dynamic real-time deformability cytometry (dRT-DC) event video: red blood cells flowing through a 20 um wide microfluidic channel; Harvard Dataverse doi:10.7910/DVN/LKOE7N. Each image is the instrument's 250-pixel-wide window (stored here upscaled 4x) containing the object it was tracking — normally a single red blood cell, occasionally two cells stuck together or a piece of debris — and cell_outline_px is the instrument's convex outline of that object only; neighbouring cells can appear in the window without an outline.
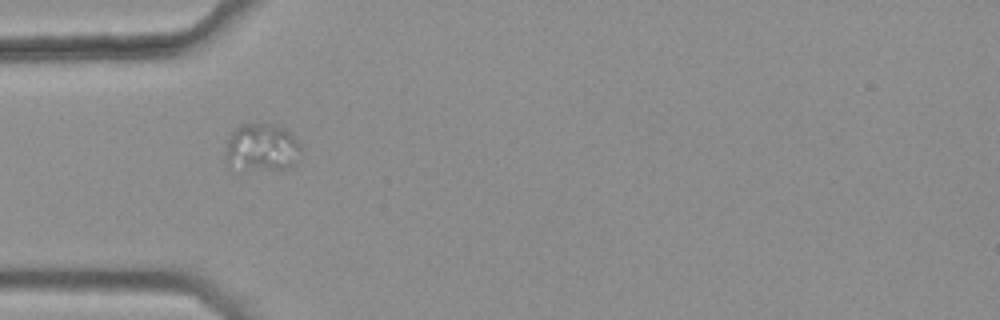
{"species": "common noctule bat (a hibernating species)", "species_latin": "Nyctalus noctula", "temperature_condition": "warm", "stored_images_in_passage": 38, "camera_frame_rate_fps": 3000, "um_per_image_px": 0.085, "animal": {"sex": "female", "body_mass_g": 25.1}, "frame": {"image": 1, "passage_image": 6, "time_ms": 1.667, "image_size_px": [1000, 320], "cell_outline_px": [[300, 152], [292, 164], [284, 168], [232, 172], [224, 156], [228, 140], [232, 132], [240, 124], [268, 124], [280, 128], [288, 132], [296, 140], [300, 148]], "centroid_in_image_um": [22.13, 12.6], "position_along_channel_um": 62.9, "area_um2": 20.92}}
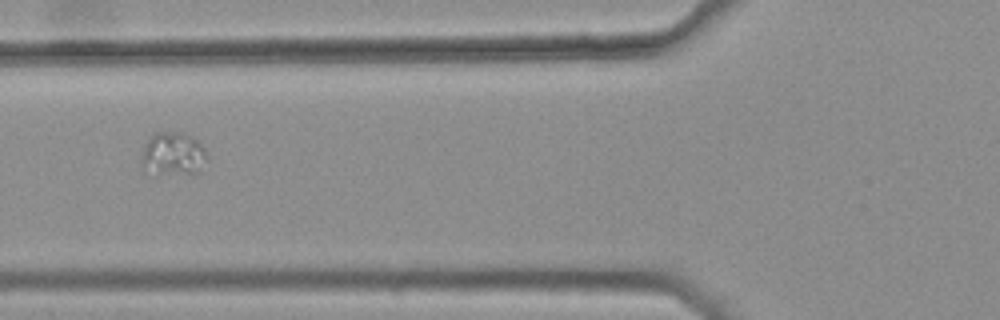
{"frame": {"image": 2, "passage_image": 10, "time_ms": 3.0, "image_size_px": [1000, 320], "cell_outline_px": [[208, 160], [192, 176], [144, 172], [140, 168], [144, 144], [148, 136], [156, 132], [180, 132], [192, 136], [204, 148], [208, 156]], "centroid_in_image_um": [14.68, 13.11], "position_along_channel_um": 111.1, "area_um2": 17.17}}
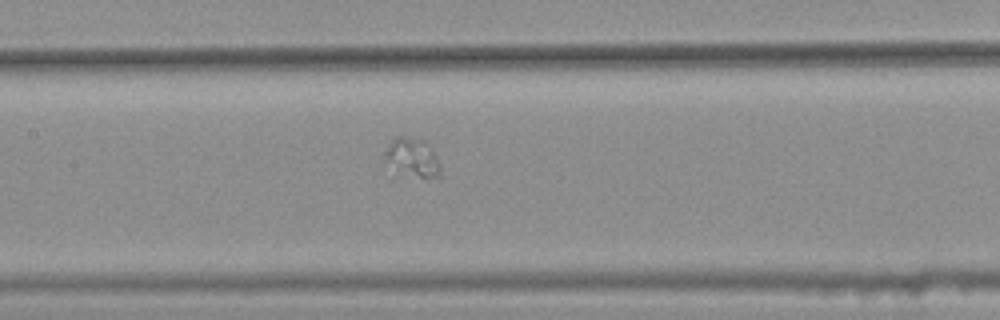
{"frame": {"image": 3, "passage_image": 15, "time_ms": 4.667, "image_size_px": [1000, 320], "cell_outline_px": [[440, 176], [420, 176], [396, 172], [384, 156], [384, 152], [388, 144], [396, 136], [404, 136], [424, 140], [432, 148], [440, 168]], "centroid_in_image_um": [35.02, 13.34], "position_along_channel_um": 172.4, "area_um2": 12.2}}